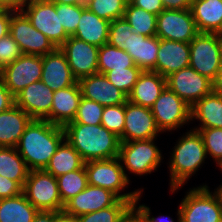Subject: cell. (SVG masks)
Returning a JSON list of instances; mask_svg holds the SVG:
<instances>
[{
	"label": "cell",
	"instance_id": "d590c367",
	"mask_svg": "<svg viewBox=\"0 0 222 222\" xmlns=\"http://www.w3.org/2000/svg\"><path fill=\"white\" fill-rule=\"evenodd\" d=\"M86 7L107 21L123 18L126 3L123 0H85Z\"/></svg>",
	"mask_w": 222,
	"mask_h": 222
},
{
	"label": "cell",
	"instance_id": "e7e4bbea",
	"mask_svg": "<svg viewBox=\"0 0 222 222\" xmlns=\"http://www.w3.org/2000/svg\"><path fill=\"white\" fill-rule=\"evenodd\" d=\"M190 3L194 2V1H197V0H188Z\"/></svg>",
	"mask_w": 222,
	"mask_h": 222
},
{
	"label": "cell",
	"instance_id": "680465c9",
	"mask_svg": "<svg viewBox=\"0 0 222 222\" xmlns=\"http://www.w3.org/2000/svg\"><path fill=\"white\" fill-rule=\"evenodd\" d=\"M220 58H221V65H222V35L220 34Z\"/></svg>",
	"mask_w": 222,
	"mask_h": 222
},
{
	"label": "cell",
	"instance_id": "d4e9b609",
	"mask_svg": "<svg viewBox=\"0 0 222 222\" xmlns=\"http://www.w3.org/2000/svg\"><path fill=\"white\" fill-rule=\"evenodd\" d=\"M159 51V37L129 34L127 53L132 57L135 65L142 71H152L156 66Z\"/></svg>",
	"mask_w": 222,
	"mask_h": 222
},
{
	"label": "cell",
	"instance_id": "bcb514c9",
	"mask_svg": "<svg viewBox=\"0 0 222 222\" xmlns=\"http://www.w3.org/2000/svg\"><path fill=\"white\" fill-rule=\"evenodd\" d=\"M131 4L157 16L165 9L161 0H133Z\"/></svg>",
	"mask_w": 222,
	"mask_h": 222
},
{
	"label": "cell",
	"instance_id": "6f0895ef",
	"mask_svg": "<svg viewBox=\"0 0 222 222\" xmlns=\"http://www.w3.org/2000/svg\"><path fill=\"white\" fill-rule=\"evenodd\" d=\"M215 191L219 194L221 202H222V183L220 186H218L217 189H215Z\"/></svg>",
	"mask_w": 222,
	"mask_h": 222
},
{
	"label": "cell",
	"instance_id": "ba28073f",
	"mask_svg": "<svg viewBox=\"0 0 222 222\" xmlns=\"http://www.w3.org/2000/svg\"><path fill=\"white\" fill-rule=\"evenodd\" d=\"M25 7L22 12L32 26L47 36L56 48L70 37L61 24L59 3L29 0Z\"/></svg>",
	"mask_w": 222,
	"mask_h": 222
},
{
	"label": "cell",
	"instance_id": "277c9868",
	"mask_svg": "<svg viewBox=\"0 0 222 222\" xmlns=\"http://www.w3.org/2000/svg\"><path fill=\"white\" fill-rule=\"evenodd\" d=\"M88 184L108 189L115 193L120 199L129 200L132 204L136 201L141 189L123 193L122 190L129 185L125 177L122 163L119 157L107 160H91L85 162Z\"/></svg>",
	"mask_w": 222,
	"mask_h": 222
},
{
	"label": "cell",
	"instance_id": "7c38bea8",
	"mask_svg": "<svg viewBox=\"0 0 222 222\" xmlns=\"http://www.w3.org/2000/svg\"><path fill=\"white\" fill-rule=\"evenodd\" d=\"M42 78V56L22 54L1 70V79L15 97L26 86Z\"/></svg>",
	"mask_w": 222,
	"mask_h": 222
},
{
	"label": "cell",
	"instance_id": "f546056e",
	"mask_svg": "<svg viewBox=\"0 0 222 222\" xmlns=\"http://www.w3.org/2000/svg\"><path fill=\"white\" fill-rule=\"evenodd\" d=\"M38 210L28 201L23 192L0 199V222H33Z\"/></svg>",
	"mask_w": 222,
	"mask_h": 222
},
{
	"label": "cell",
	"instance_id": "ffe728a7",
	"mask_svg": "<svg viewBox=\"0 0 222 222\" xmlns=\"http://www.w3.org/2000/svg\"><path fill=\"white\" fill-rule=\"evenodd\" d=\"M41 81L52 91L67 88L78 83L69 67L65 54L60 48H56L52 53L42 56Z\"/></svg>",
	"mask_w": 222,
	"mask_h": 222
},
{
	"label": "cell",
	"instance_id": "4dcf8cb0",
	"mask_svg": "<svg viewBox=\"0 0 222 222\" xmlns=\"http://www.w3.org/2000/svg\"><path fill=\"white\" fill-rule=\"evenodd\" d=\"M29 171L15 147H0V175L16 181L23 188Z\"/></svg>",
	"mask_w": 222,
	"mask_h": 222
},
{
	"label": "cell",
	"instance_id": "f6af8a7d",
	"mask_svg": "<svg viewBox=\"0 0 222 222\" xmlns=\"http://www.w3.org/2000/svg\"><path fill=\"white\" fill-rule=\"evenodd\" d=\"M141 194H142V192H139V194H138V196L136 198V201L133 203V206L140 212V214L143 217V221L144 222H174V220L172 218H170L169 216H168V220L166 219L167 221L166 220L165 221L162 220V219H164L163 218L164 216L163 217L161 216L159 218L154 217V216L151 217L150 216L151 215V209L148 206H146L145 204L144 205L143 204L142 205L139 204V206H137L138 205L137 203H139L138 201L142 197ZM177 215H178L177 222H181V214H180V210L179 209L177 211Z\"/></svg>",
	"mask_w": 222,
	"mask_h": 222
},
{
	"label": "cell",
	"instance_id": "3957f363",
	"mask_svg": "<svg viewBox=\"0 0 222 222\" xmlns=\"http://www.w3.org/2000/svg\"><path fill=\"white\" fill-rule=\"evenodd\" d=\"M169 159L170 191L174 193L184 186L193 174L198 172L207 158L203 138L200 133L191 129L176 142Z\"/></svg>",
	"mask_w": 222,
	"mask_h": 222
},
{
	"label": "cell",
	"instance_id": "603a6c76",
	"mask_svg": "<svg viewBox=\"0 0 222 222\" xmlns=\"http://www.w3.org/2000/svg\"><path fill=\"white\" fill-rule=\"evenodd\" d=\"M165 87V77L157 72L142 71L128 95V101L151 108Z\"/></svg>",
	"mask_w": 222,
	"mask_h": 222
},
{
	"label": "cell",
	"instance_id": "9a60e30c",
	"mask_svg": "<svg viewBox=\"0 0 222 222\" xmlns=\"http://www.w3.org/2000/svg\"><path fill=\"white\" fill-rule=\"evenodd\" d=\"M162 133L157 127L151 108L125 103V125L120 142L148 140L157 138Z\"/></svg>",
	"mask_w": 222,
	"mask_h": 222
},
{
	"label": "cell",
	"instance_id": "91938a15",
	"mask_svg": "<svg viewBox=\"0 0 222 222\" xmlns=\"http://www.w3.org/2000/svg\"><path fill=\"white\" fill-rule=\"evenodd\" d=\"M5 10L6 8L0 2V14L3 13Z\"/></svg>",
	"mask_w": 222,
	"mask_h": 222
},
{
	"label": "cell",
	"instance_id": "d6986e66",
	"mask_svg": "<svg viewBox=\"0 0 222 222\" xmlns=\"http://www.w3.org/2000/svg\"><path fill=\"white\" fill-rule=\"evenodd\" d=\"M82 97L93 100L102 106L125 104L128 96L115 87L104 74L96 73L78 80Z\"/></svg>",
	"mask_w": 222,
	"mask_h": 222
},
{
	"label": "cell",
	"instance_id": "ee69618b",
	"mask_svg": "<svg viewBox=\"0 0 222 222\" xmlns=\"http://www.w3.org/2000/svg\"><path fill=\"white\" fill-rule=\"evenodd\" d=\"M22 193V187L9 178L0 175V199L10 198Z\"/></svg>",
	"mask_w": 222,
	"mask_h": 222
},
{
	"label": "cell",
	"instance_id": "be15d7a7",
	"mask_svg": "<svg viewBox=\"0 0 222 222\" xmlns=\"http://www.w3.org/2000/svg\"><path fill=\"white\" fill-rule=\"evenodd\" d=\"M218 166H219V168H220V169H221V171H222V163H221V164H219Z\"/></svg>",
	"mask_w": 222,
	"mask_h": 222
},
{
	"label": "cell",
	"instance_id": "52a82bcc",
	"mask_svg": "<svg viewBox=\"0 0 222 222\" xmlns=\"http://www.w3.org/2000/svg\"><path fill=\"white\" fill-rule=\"evenodd\" d=\"M22 192L38 211H63L57 179L44 169L29 171Z\"/></svg>",
	"mask_w": 222,
	"mask_h": 222
},
{
	"label": "cell",
	"instance_id": "8d00e7d4",
	"mask_svg": "<svg viewBox=\"0 0 222 222\" xmlns=\"http://www.w3.org/2000/svg\"><path fill=\"white\" fill-rule=\"evenodd\" d=\"M141 73L142 70L139 67H130L113 69L107 71L104 75L115 87L128 96Z\"/></svg>",
	"mask_w": 222,
	"mask_h": 222
},
{
	"label": "cell",
	"instance_id": "836d02e7",
	"mask_svg": "<svg viewBox=\"0 0 222 222\" xmlns=\"http://www.w3.org/2000/svg\"><path fill=\"white\" fill-rule=\"evenodd\" d=\"M56 179L63 204L82 192L88 185L85 165L76 171L60 175Z\"/></svg>",
	"mask_w": 222,
	"mask_h": 222
},
{
	"label": "cell",
	"instance_id": "e575fe53",
	"mask_svg": "<svg viewBox=\"0 0 222 222\" xmlns=\"http://www.w3.org/2000/svg\"><path fill=\"white\" fill-rule=\"evenodd\" d=\"M133 206L129 200L119 199L113 206L77 217L78 222H118Z\"/></svg>",
	"mask_w": 222,
	"mask_h": 222
},
{
	"label": "cell",
	"instance_id": "6125c7cd",
	"mask_svg": "<svg viewBox=\"0 0 222 222\" xmlns=\"http://www.w3.org/2000/svg\"><path fill=\"white\" fill-rule=\"evenodd\" d=\"M34 1H52V0H34Z\"/></svg>",
	"mask_w": 222,
	"mask_h": 222
},
{
	"label": "cell",
	"instance_id": "60d3db41",
	"mask_svg": "<svg viewBox=\"0 0 222 222\" xmlns=\"http://www.w3.org/2000/svg\"><path fill=\"white\" fill-rule=\"evenodd\" d=\"M132 32L130 24L124 18L115 19L110 22L107 43L127 51L129 34Z\"/></svg>",
	"mask_w": 222,
	"mask_h": 222
},
{
	"label": "cell",
	"instance_id": "5bb4252c",
	"mask_svg": "<svg viewBox=\"0 0 222 222\" xmlns=\"http://www.w3.org/2000/svg\"><path fill=\"white\" fill-rule=\"evenodd\" d=\"M166 86L191 107L212 91V81L191 67L167 76Z\"/></svg>",
	"mask_w": 222,
	"mask_h": 222
},
{
	"label": "cell",
	"instance_id": "ab89813d",
	"mask_svg": "<svg viewBox=\"0 0 222 222\" xmlns=\"http://www.w3.org/2000/svg\"><path fill=\"white\" fill-rule=\"evenodd\" d=\"M197 130L203 138L207 156L217 164L222 163V128H202Z\"/></svg>",
	"mask_w": 222,
	"mask_h": 222
},
{
	"label": "cell",
	"instance_id": "f1b7e54d",
	"mask_svg": "<svg viewBox=\"0 0 222 222\" xmlns=\"http://www.w3.org/2000/svg\"><path fill=\"white\" fill-rule=\"evenodd\" d=\"M85 165L81 155L65 139L44 169L55 178L70 171H76Z\"/></svg>",
	"mask_w": 222,
	"mask_h": 222
},
{
	"label": "cell",
	"instance_id": "2e32d148",
	"mask_svg": "<svg viewBox=\"0 0 222 222\" xmlns=\"http://www.w3.org/2000/svg\"><path fill=\"white\" fill-rule=\"evenodd\" d=\"M59 48L77 80L98 73L99 47L70 36Z\"/></svg>",
	"mask_w": 222,
	"mask_h": 222
},
{
	"label": "cell",
	"instance_id": "44dd1931",
	"mask_svg": "<svg viewBox=\"0 0 222 222\" xmlns=\"http://www.w3.org/2000/svg\"><path fill=\"white\" fill-rule=\"evenodd\" d=\"M189 63V43L159 38V51L153 72L166 78L176 71L189 67Z\"/></svg>",
	"mask_w": 222,
	"mask_h": 222
},
{
	"label": "cell",
	"instance_id": "83f0119b",
	"mask_svg": "<svg viewBox=\"0 0 222 222\" xmlns=\"http://www.w3.org/2000/svg\"><path fill=\"white\" fill-rule=\"evenodd\" d=\"M200 122L202 128H222V95L211 91L191 107V121Z\"/></svg>",
	"mask_w": 222,
	"mask_h": 222
},
{
	"label": "cell",
	"instance_id": "5b68a950",
	"mask_svg": "<svg viewBox=\"0 0 222 222\" xmlns=\"http://www.w3.org/2000/svg\"><path fill=\"white\" fill-rule=\"evenodd\" d=\"M181 222H222V202L219 194L207 185L190 189L182 199Z\"/></svg>",
	"mask_w": 222,
	"mask_h": 222
},
{
	"label": "cell",
	"instance_id": "4fadbf2b",
	"mask_svg": "<svg viewBox=\"0 0 222 222\" xmlns=\"http://www.w3.org/2000/svg\"><path fill=\"white\" fill-rule=\"evenodd\" d=\"M198 33L190 9H164L157 16L156 36L160 39L190 43Z\"/></svg>",
	"mask_w": 222,
	"mask_h": 222
},
{
	"label": "cell",
	"instance_id": "e0dca14e",
	"mask_svg": "<svg viewBox=\"0 0 222 222\" xmlns=\"http://www.w3.org/2000/svg\"><path fill=\"white\" fill-rule=\"evenodd\" d=\"M120 198L112 191L87 185V187L64 204L65 214L79 217L113 206Z\"/></svg>",
	"mask_w": 222,
	"mask_h": 222
},
{
	"label": "cell",
	"instance_id": "f907efd6",
	"mask_svg": "<svg viewBox=\"0 0 222 222\" xmlns=\"http://www.w3.org/2000/svg\"><path fill=\"white\" fill-rule=\"evenodd\" d=\"M118 222H144L140 212L132 206Z\"/></svg>",
	"mask_w": 222,
	"mask_h": 222
},
{
	"label": "cell",
	"instance_id": "db71d44e",
	"mask_svg": "<svg viewBox=\"0 0 222 222\" xmlns=\"http://www.w3.org/2000/svg\"><path fill=\"white\" fill-rule=\"evenodd\" d=\"M212 91L222 95V68L218 72L215 79L212 81Z\"/></svg>",
	"mask_w": 222,
	"mask_h": 222
},
{
	"label": "cell",
	"instance_id": "484cf974",
	"mask_svg": "<svg viewBox=\"0 0 222 222\" xmlns=\"http://www.w3.org/2000/svg\"><path fill=\"white\" fill-rule=\"evenodd\" d=\"M190 10L199 32L222 35V0H197Z\"/></svg>",
	"mask_w": 222,
	"mask_h": 222
},
{
	"label": "cell",
	"instance_id": "f5cc1de1",
	"mask_svg": "<svg viewBox=\"0 0 222 222\" xmlns=\"http://www.w3.org/2000/svg\"><path fill=\"white\" fill-rule=\"evenodd\" d=\"M59 213L57 211H38L33 222H54V218Z\"/></svg>",
	"mask_w": 222,
	"mask_h": 222
},
{
	"label": "cell",
	"instance_id": "1f68e13d",
	"mask_svg": "<svg viewBox=\"0 0 222 222\" xmlns=\"http://www.w3.org/2000/svg\"><path fill=\"white\" fill-rule=\"evenodd\" d=\"M137 67L132 57L123 49L116 48L109 43L99 47L98 73L105 74L113 69Z\"/></svg>",
	"mask_w": 222,
	"mask_h": 222
},
{
	"label": "cell",
	"instance_id": "11a10c76",
	"mask_svg": "<svg viewBox=\"0 0 222 222\" xmlns=\"http://www.w3.org/2000/svg\"><path fill=\"white\" fill-rule=\"evenodd\" d=\"M54 222H78L77 217L60 212L55 218Z\"/></svg>",
	"mask_w": 222,
	"mask_h": 222
},
{
	"label": "cell",
	"instance_id": "94428289",
	"mask_svg": "<svg viewBox=\"0 0 222 222\" xmlns=\"http://www.w3.org/2000/svg\"><path fill=\"white\" fill-rule=\"evenodd\" d=\"M126 4H131L133 0H123Z\"/></svg>",
	"mask_w": 222,
	"mask_h": 222
},
{
	"label": "cell",
	"instance_id": "c3c4849f",
	"mask_svg": "<svg viewBox=\"0 0 222 222\" xmlns=\"http://www.w3.org/2000/svg\"><path fill=\"white\" fill-rule=\"evenodd\" d=\"M11 21V10H5L0 14V38L9 34Z\"/></svg>",
	"mask_w": 222,
	"mask_h": 222
},
{
	"label": "cell",
	"instance_id": "f35d334b",
	"mask_svg": "<svg viewBox=\"0 0 222 222\" xmlns=\"http://www.w3.org/2000/svg\"><path fill=\"white\" fill-rule=\"evenodd\" d=\"M101 125L120 138L125 125V104L104 106Z\"/></svg>",
	"mask_w": 222,
	"mask_h": 222
},
{
	"label": "cell",
	"instance_id": "7dc6e473",
	"mask_svg": "<svg viewBox=\"0 0 222 222\" xmlns=\"http://www.w3.org/2000/svg\"><path fill=\"white\" fill-rule=\"evenodd\" d=\"M15 104V97L6 88L2 79H0V113L11 108Z\"/></svg>",
	"mask_w": 222,
	"mask_h": 222
},
{
	"label": "cell",
	"instance_id": "8992f818",
	"mask_svg": "<svg viewBox=\"0 0 222 222\" xmlns=\"http://www.w3.org/2000/svg\"><path fill=\"white\" fill-rule=\"evenodd\" d=\"M156 139L120 143L119 159L121 160L125 177L129 182V176L125 170L130 171L129 173L142 176L156 171L158 166H160L162 154L159 147L154 144Z\"/></svg>",
	"mask_w": 222,
	"mask_h": 222
},
{
	"label": "cell",
	"instance_id": "8fae6325",
	"mask_svg": "<svg viewBox=\"0 0 222 222\" xmlns=\"http://www.w3.org/2000/svg\"><path fill=\"white\" fill-rule=\"evenodd\" d=\"M9 34L19 45L22 54L44 56L56 49L47 36L32 26L22 11H11Z\"/></svg>",
	"mask_w": 222,
	"mask_h": 222
},
{
	"label": "cell",
	"instance_id": "7402d4cb",
	"mask_svg": "<svg viewBox=\"0 0 222 222\" xmlns=\"http://www.w3.org/2000/svg\"><path fill=\"white\" fill-rule=\"evenodd\" d=\"M81 98L79 83L54 91L51 112L45 120L64 127L74 120Z\"/></svg>",
	"mask_w": 222,
	"mask_h": 222
},
{
	"label": "cell",
	"instance_id": "b9f144b4",
	"mask_svg": "<svg viewBox=\"0 0 222 222\" xmlns=\"http://www.w3.org/2000/svg\"><path fill=\"white\" fill-rule=\"evenodd\" d=\"M86 7L81 5H66L60 4V20L61 24L69 36H72L78 26L81 18L82 10Z\"/></svg>",
	"mask_w": 222,
	"mask_h": 222
},
{
	"label": "cell",
	"instance_id": "6da1fadb",
	"mask_svg": "<svg viewBox=\"0 0 222 222\" xmlns=\"http://www.w3.org/2000/svg\"><path fill=\"white\" fill-rule=\"evenodd\" d=\"M65 140L62 126L47 120L33 119L15 147L29 170H42Z\"/></svg>",
	"mask_w": 222,
	"mask_h": 222
},
{
	"label": "cell",
	"instance_id": "9c48e42d",
	"mask_svg": "<svg viewBox=\"0 0 222 222\" xmlns=\"http://www.w3.org/2000/svg\"><path fill=\"white\" fill-rule=\"evenodd\" d=\"M189 46V67L213 81L222 68L220 34L199 32Z\"/></svg>",
	"mask_w": 222,
	"mask_h": 222
},
{
	"label": "cell",
	"instance_id": "7bdbcfd3",
	"mask_svg": "<svg viewBox=\"0 0 222 222\" xmlns=\"http://www.w3.org/2000/svg\"><path fill=\"white\" fill-rule=\"evenodd\" d=\"M22 55L17 42L10 34L0 38V69L14 62Z\"/></svg>",
	"mask_w": 222,
	"mask_h": 222
},
{
	"label": "cell",
	"instance_id": "681fc988",
	"mask_svg": "<svg viewBox=\"0 0 222 222\" xmlns=\"http://www.w3.org/2000/svg\"><path fill=\"white\" fill-rule=\"evenodd\" d=\"M165 9L186 10L190 9L188 0H161Z\"/></svg>",
	"mask_w": 222,
	"mask_h": 222
},
{
	"label": "cell",
	"instance_id": "d6a6232c",
	"mask_svg": "<svg viewBox=\"0 0 222 222\" xmlns=\"http://www.w3.org/2000/svg\"><path fill=\"white\" fill-rule=\"evenodd\" d=\"M123 18L130 24L133 32L147 37L156 36L157 15L127 4Z\"/></svg>",
	"mask_w": 222,
	"mask_h": 222
},
{
	"label": "cell",
	"instance_id": "ac0fdd59",
	"mask_svg": "<svg viewBox=\"0 0 222 222\" xmlns=\"http://www.w3.org/2000/svg\"><path fill=\"white\" fill-rule=\"evenodd\" d=\"M54 91L41 80L26 86L15 96V105L32 119L45 120L51 112Z\"/></svg>",
	"mask_w": 222,
	"mask_h": 222
},
{
	"label": "cell",
	"instance_id": "cb8c5ba5",
	"mask_svg": "<svg viewBox=\"0 0 222 222\" xmlns=\"http://www.w3.org/2000/svg\"><path fill=\"white\" fill-rule=\"evenodd\" d=\"M33 119L15 104L0 113V147H16Z\"/></svg>",
	"mask_w": 222,
	"mask_h": 222
},
{
	"label": "cell",
	"instance_id": "30bf717a",
	"mask_svg": "<svg viewBox=\"0 0 222 222\" xmlns=\"http://www.w3.org/2000/svg\"><path fill=\"white\" fill-rule=\"evenodd\" d=\"M157 127L170 132L191 121V106L167 86L151 107Z\"/></svg>",
	"mask_w": 222,
	"mask_h": 222
},
{
	"label": "cell",
	"instance_id": "9f6ffc18",
	"mask_svg": "<svg viewBox=\"0 0 222 222\" xmlns=\"http://www.w3.org/2000/svg\"><path fill=\"white\" fill-rule=\"evenodd\" d=\"M54 3L66 4V5H81L85 4V0H52Z\"/></svg>",
	"mask_w": 222,
	"mask_h": 222
},
{
	"label": "cell",
	"instance_id": "4316f807",
	"mask_svg": "<svg viewBox=\"0 0 222 222\" xmlns=\"http://www.w3.org/2000/svg\"><path fill=\"white\" fill-rule=\"evenodd\" d=\"M110 21L99 18L87 7L82 10L77 29L72 35L89 44L101 47L108 42Z\"/></svg>",
	"mask_w": 222,
	"mask_h": 222
},
{
	"label": "cell",
	"instance_id": "7a4b0ae2",
	"mask_svg": "<svg viewBox=\"0 0 222 222\" xmlns=\"http://www.w3.org/2000/svg\"><path fill=\"white\" fill-rule=\"evenodd\" d=\"M63 128L65 139L85 162L119 157V137L101 124L67 123Z\"/></svg>",
	"mask_w": 222,
	"mask_h": 222
},
{
	"label": "cell",
	"instance_id": "816d5d0a",
	"mask_svg": "<svg viewBox=\"0 0 222 222\" xmlns=\"http://www.w3.org/2000/svg\"><path fill=\"white\" fill-rule=\"evenodd\" d=\"M29 0H0L1 4L11 11H22Z\"/></svg>",
	"mask_w": 222,
	"mask_h": 222
},
{
	"label": "cell",
	"instance_id": "74e56055",
	"mask_svg": "<svg viewBox=\"0 0 222 222\" xmlns=\"http://www.w3.org/2000/svg\"><path fill=\"white\" fill-rule=\"evenodd\" d=\"M104 106L82 97L75 118L69 123H82L88 125H100Z\"/></svg>",
	"mask_w": 222,
	"mask_h": 222
}]
</instances>
